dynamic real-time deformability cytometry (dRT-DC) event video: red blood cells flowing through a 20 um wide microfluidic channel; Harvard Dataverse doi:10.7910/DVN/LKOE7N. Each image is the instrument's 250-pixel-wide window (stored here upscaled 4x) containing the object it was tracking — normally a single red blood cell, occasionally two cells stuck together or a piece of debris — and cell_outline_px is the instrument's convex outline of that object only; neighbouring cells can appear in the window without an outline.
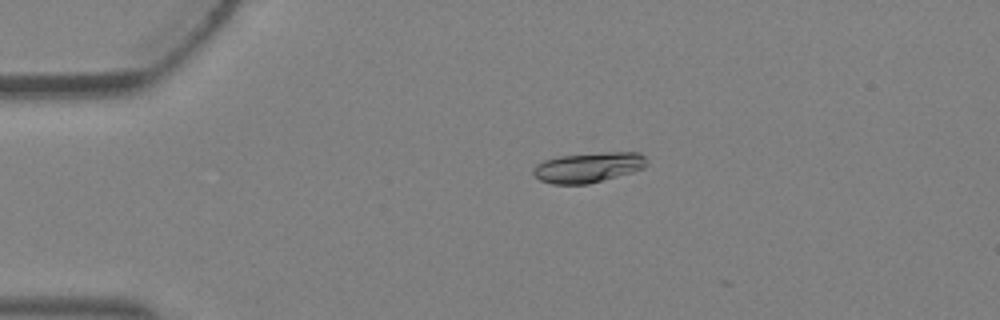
{"species": "Egyptian fruit bat (a non-hibernating species)", "species_latin": "Rousettus aegyptiacus", "temperature_condition": "warm", "stored_images_in_passage": 3, "camera_frame_rate_fps": 3000, "um_per_image_px": 0.085, "animal": {"sex": "female"}, "frame": {"image": 1, "passage_image": 1, "time_ms": 0.0, "image_size_px": [1000, 320], "cell_outline_px": [[648, 164], [644, 168], [632, 172], [588, 184], [552, 184], [540, 180], [532, 172], [532, 168], [536, 164], [544, 160], [560, 156], [604, 152], [640, 152], [644, 156]], "centroid_in_image_um": [50.0, 14.22], "position_along_channel_um": 35.0, "area_um2": 19.94}}